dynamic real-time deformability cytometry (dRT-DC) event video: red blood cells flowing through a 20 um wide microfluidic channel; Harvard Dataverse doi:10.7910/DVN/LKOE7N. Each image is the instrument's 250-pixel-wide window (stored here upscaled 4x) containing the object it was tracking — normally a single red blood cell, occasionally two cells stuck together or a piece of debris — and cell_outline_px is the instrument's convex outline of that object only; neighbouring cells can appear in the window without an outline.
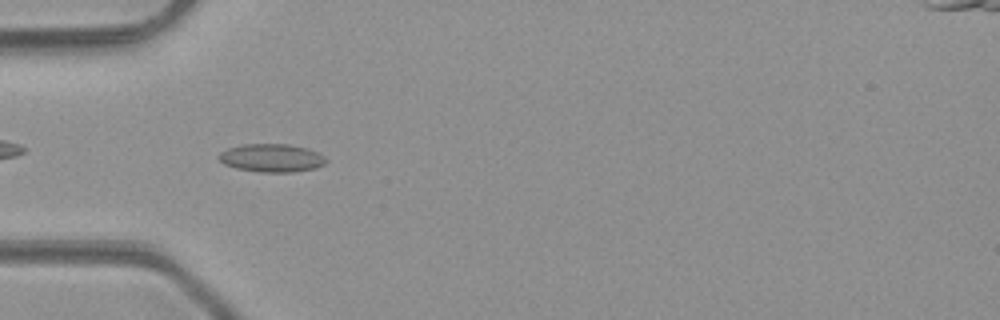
{"species": "common noctule bat (a hibernating species)", "species_latin": "Nyctalus noctula", "temperature_condition": "room temperature", "stored_images_in_passage": 35, "camera_frame_rate_fps": 3000, "um_per_image_px": 0.085, "animal": {"sex": "male", "body_mass_g": 23.1, "forearm_length_mm": 52.7}, "frame": {"image": 1, "passage_image": 2, "time_ms": 0.333, "image_size_px": [1000, 320], "cell_outline_px": [[328, 160], [324, 164], [316, 168], [292, 172], [260, 172], [236, 168], [224, 164], [216, 156], [220, 152], [228, 148], [244, 144], [288, 144], [308, 148], [324, 156]], "centroid_in_image_um": [23.08, 13.42], "position_along_channel_um": 61.9, "area_um2": 17.63}}
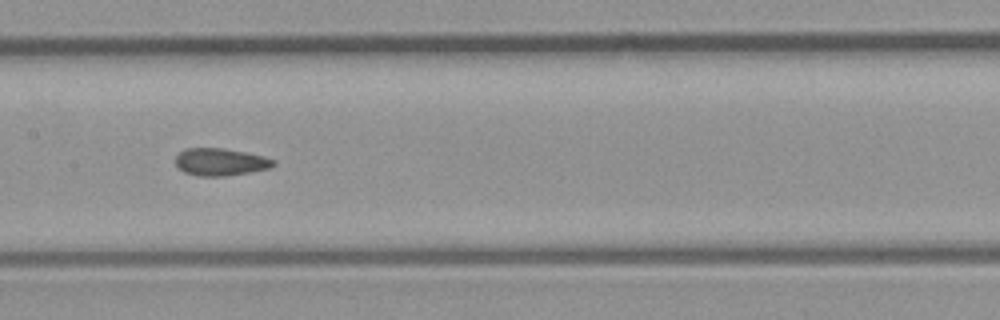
{"frame": {"image": 2, "passage_image": 11, "time_ms": 3.333, "image_size_px": [1000, 320], "cell_outline_px": [[276, 164], [268, 168], [248, 172], [224, 176], [196, 176], [184, 172], [176, 164], [176, 156], [184, 148], [224, 148], [264, 156], [276, 160]], "centroid_in_image_um": [18.73, 13.76], "position_along_channel_um": 188.7, "area_um2": 15.55}}
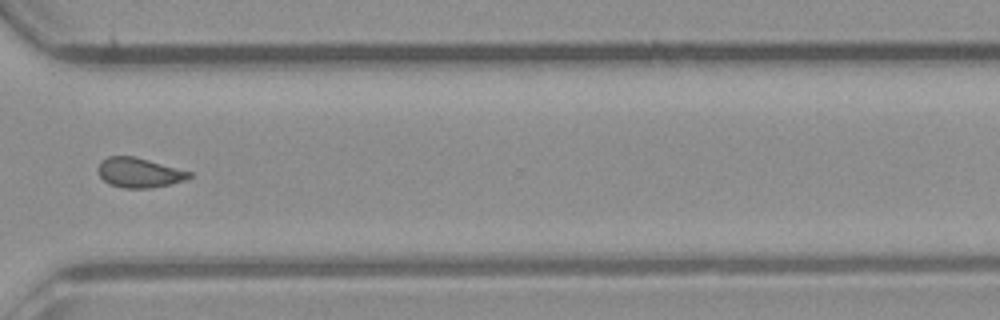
{"frame": {"image": 3, "passage_image": 23, "time_ms": 7.333, "image_size_px": [1000, 320], "cell_outline_px": [[192, 176], [184, 180], [152, 188], [124, 188], [108, 184], [100, 176], [96, 168], [100, 160], [108, 156], [132, 156], [148, 160], [192, 172]], "centroid_in_image_um": [11.78, 14.67], "position_along_channel_um": 358.8, "area_um2": 15.78}, "authors_computed_cell_mechanics": {"area_um2": 15.8372, "velocity_mm_per_s": 4.2689, "shape_relaxation_time_tau1_ms": null, "shape_relaxation_time_tau2_ms": 1.4305, "deformation_change_tau1": null, "deformation_change_tau2": 0.0842}}